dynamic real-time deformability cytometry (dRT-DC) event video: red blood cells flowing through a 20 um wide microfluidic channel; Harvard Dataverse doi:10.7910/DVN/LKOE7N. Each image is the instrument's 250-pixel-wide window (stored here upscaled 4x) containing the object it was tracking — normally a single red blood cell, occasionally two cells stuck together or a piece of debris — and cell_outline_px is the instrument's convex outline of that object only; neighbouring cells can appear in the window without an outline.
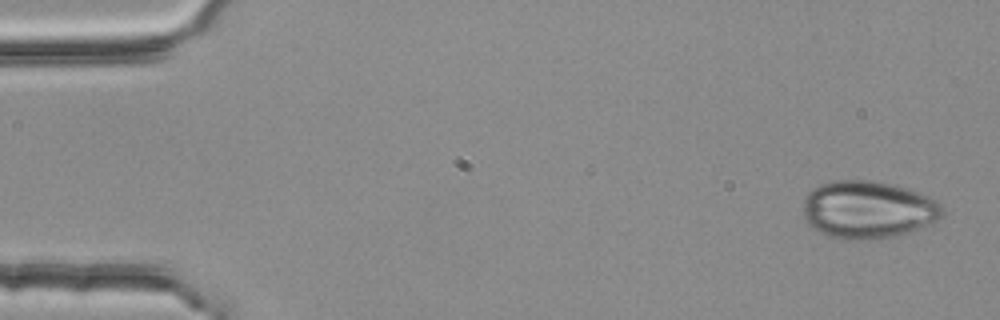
{"species": "common noctule bat (a hibernating species)", "species_latin": "Nyctalus noctula", "temperature_condition": "room temperature", "stored_images_in_passage": 6, "camera_frame_rate_fps": 3000, "um_per_image_px": 0.085, "animal": {"sex": "female", "body_mass_g": 25.1}, "frame": {"image": 1, "passage_image": 1, "time_ms": 0.0, "image_size_px": [1000, 320], "cell_outline_px": [[944, 212], [936, 220], [904, 232], [892, 236], [872, 240], [848, 240], [832, 236], [820, 232], [812, 228], [808, 224], [804, 216], [804, 200], [808, 192], [812, 188], [820, 184], [836, 180], [868, 180], [888, 184], [904, 188], [928, 196], [936, 200], [944, 208]], "centroid_in_image_um": [73.72, 17.81], "position_along_channel_um": 11.3, "area_um2": 46.12}}
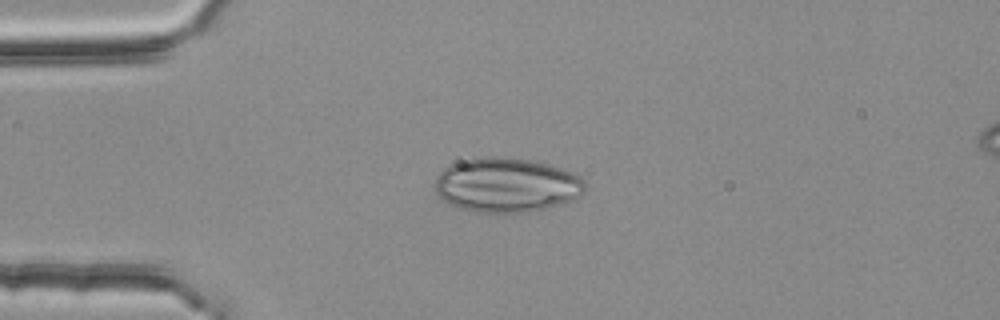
{"frame": {"image": 2, "passage_image": 4, "time_ms": 1.0, "image_size_px": [1000, 320], "cell_outline_px": [[588, 184], [584, 192], [576, 200], [532, 212], [472, 212], [460, 208], [444, 200], [432, 188], [440, 172], [448, 164], [468, 156], [492, 156], [528, 160], [560, 168], [572, 172], [580, 176]], "centroid_in_image_um": [43.05, 15.72], "position_along_channel_um": 41.9, "area_um2": 48.26}}